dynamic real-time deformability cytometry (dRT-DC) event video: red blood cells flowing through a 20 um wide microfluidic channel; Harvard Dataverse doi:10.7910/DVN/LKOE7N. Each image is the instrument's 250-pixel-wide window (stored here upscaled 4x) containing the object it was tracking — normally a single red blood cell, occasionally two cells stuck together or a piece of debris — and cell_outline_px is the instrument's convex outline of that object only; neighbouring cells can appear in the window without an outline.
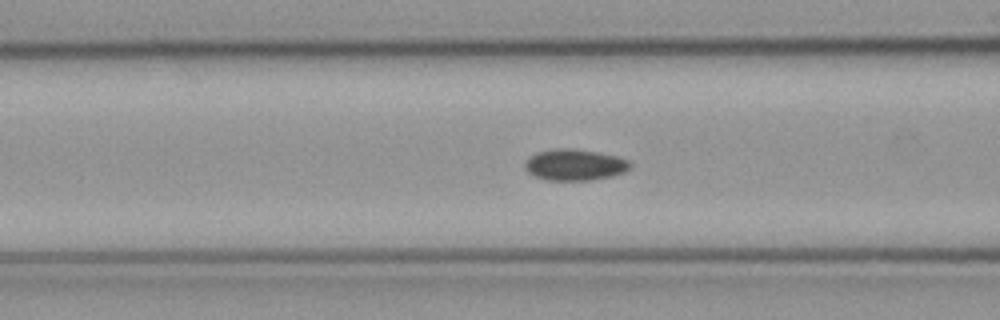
{"species": "common noctule bat (a hibernating species)", "species_latin": "Nyctalus noctula", "temperature_condition": "cold", "stored_images_in_passage": 44, "camera_frame_rate_fps": 3000, "um_per_image_px": 0.085, "animal": {"sex": "male", "body_mass_g": 23.1, "forearm_length_mm": 52.7}, "frame": {"image": 1, "passage_image": 9, "time_ms": 2.667, "image_size_px": [1000, 320], "cell_outline_px": [[632, 168], [624, 172], [612, 176], [588, 180], [548, 180], [536, 176], [528, 172], [524, 168], [524, 164], [528, 156], [536, 152], [556, 148], [572, 148], [596, 152], [616, 156], [628, 160], [632, 164]], "centroid_in_image_um": [48.84, 14.0], "position_along_channel_um": 117.8, "area_um2": 19.25}}
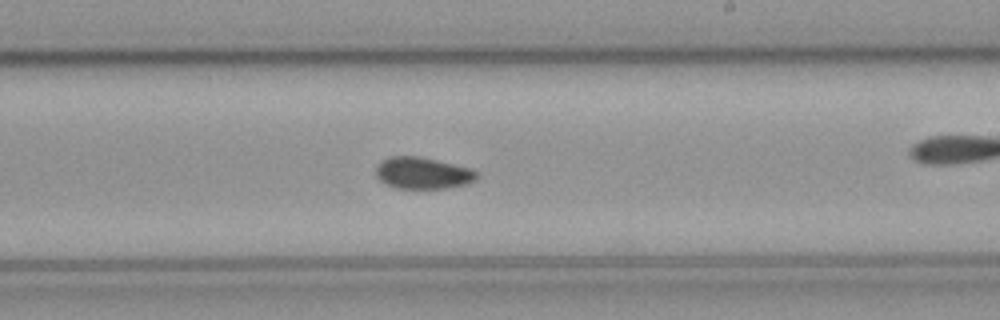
{"frame": {"image": 2, "passage_image": 20, "time_ms": 6.333, "image_size_px": [1000, 320], "cell_outline_px": [[480, 176], [476, 180], [464, 184], [444, 188], [396, 188], [384, 184], [376, 176], [376, 168], [384, 160], [392, 156], [420, 156], [472, 168], [480, 172]], "centroid_in_image_um": [35.98, 14.71], "position_along_channel_um": 253.0, "area_um2": 18.67}}
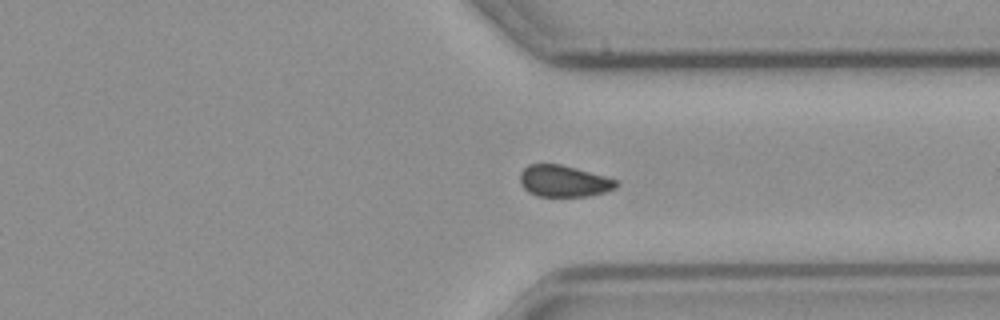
{"frame": {"image": 3, "passage_image": 29, "time_ms": 9.333, "image_size_px": [1000, 320], "cell_outline_px": [[620, 184], [616, 188], [604, 192], [588, 196], [536, 196], [528, 192], [520, 184], [520, 172], [528, 164], [560, 164], [604, 176], [616, 180]], "centroid_in_image_um": [47.89, 15.4], "position_along_channel_um": 363.5, "area_um2": 17.63}}